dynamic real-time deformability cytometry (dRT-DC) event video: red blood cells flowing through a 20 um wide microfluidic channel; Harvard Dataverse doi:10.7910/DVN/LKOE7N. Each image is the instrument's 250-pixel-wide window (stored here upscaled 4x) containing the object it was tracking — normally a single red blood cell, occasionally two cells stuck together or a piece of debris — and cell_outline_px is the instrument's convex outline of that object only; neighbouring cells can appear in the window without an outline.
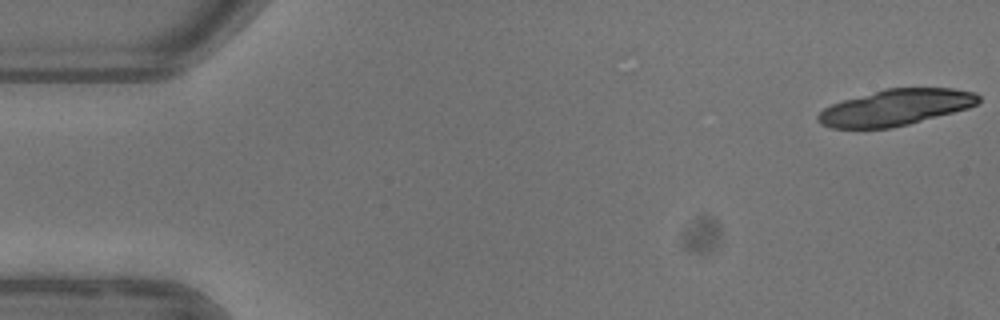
{"species": "common noctule bat (a hibernating species)", "species_latin": "Nyctalus noctula", "temperature_condition": "warm", "stored_images_in_passage": 4, "camera_frame_rate_fps": 3000, "um_per_image_px": 0.085, "animal": {"sex": "female"}, "frame": {"image": 1, "passage_image": 1, "time_ms": 0.0, "image_size_px": [1000, 320], "cell_outline_px": [[980, 100], [976, 104], [968, 108], [908, 124], [888, 128], [832, 128], [820, 124], [816, 120], [816, 116], [824, 108], [832, 104], [844, 100], [884, 88], [952, 88], [976, 92], [980, 96]], "centroid_in_image_um": [76.12, 9.13], "position_along_channel_um": 8.9, "area_um2": 33.64}}